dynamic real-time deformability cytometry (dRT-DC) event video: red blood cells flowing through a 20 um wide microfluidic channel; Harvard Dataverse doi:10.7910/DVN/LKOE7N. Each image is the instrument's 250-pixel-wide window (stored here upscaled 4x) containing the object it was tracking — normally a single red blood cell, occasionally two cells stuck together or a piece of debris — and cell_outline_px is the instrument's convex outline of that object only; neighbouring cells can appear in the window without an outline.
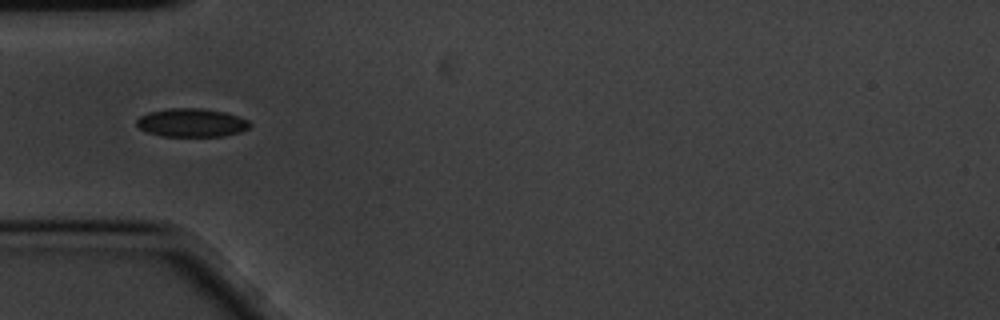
{"species": "common noctule bat (a hibernating species)", "species_latin": "Nyctalus noctula", "temperature_condition": "cold", "stored_images_in_passage": 5, "camera_frame_rate_fps": 3000, "um_per_image_px": 0.085, "animal": {"sex": "male", "body_mass_g": 20.1, "forearm_length_mm": 53.5}, "frame": {"image": 1, "passage_image": 1, "time_ms": 0.0, "image_size_px": [1000, 320], "cell_outline_px": [[252, 124], [248, 128], [240, 132], [224, 136], [160, 136], [148, 132], [140, 128], [136, 124], [136, 120], [140, 116], [148, 112], [168, 108], [200, 108], [224, 112], [248, 120]], "centroid_in_image_um": [16.27, 10.43], "position_along_channel_um": 68.7, "area_um2": 18.73}}